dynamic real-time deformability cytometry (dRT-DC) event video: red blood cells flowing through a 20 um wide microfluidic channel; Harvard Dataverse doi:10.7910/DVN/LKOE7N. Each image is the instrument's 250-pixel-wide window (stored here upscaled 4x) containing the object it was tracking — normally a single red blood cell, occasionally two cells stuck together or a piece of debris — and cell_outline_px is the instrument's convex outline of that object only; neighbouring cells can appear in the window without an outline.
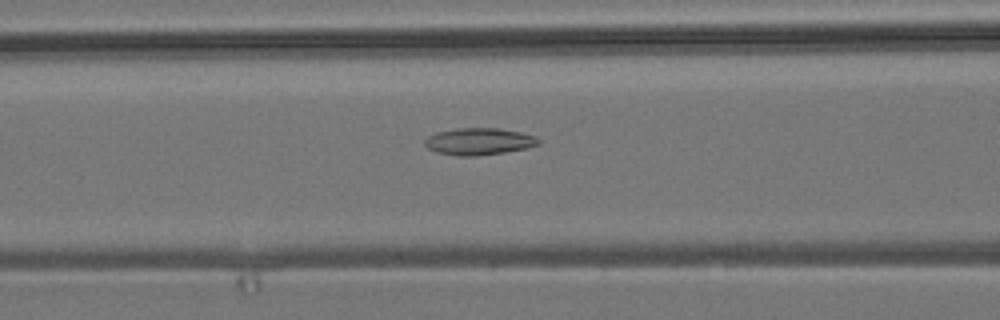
{"species": "common noctule bat (a hibernating species)", "species_latin": "Nyctalus noctula", "temperature_condition": "room temperature", "stored_images_in_passage": 46, "camera_frame_rate_fps": 3000, "um_per_image_px": 0.085, "animal": {"sex": "male", "body_mass_g": 19.2, "forearm_length_mm": 51.8}, "frame": {"image": 1, "passage_image": 14, "time_ms": 4.333, "image_size_px": [1000, 320], "cell_outline_px": [[540, 144], [528, 148], [504, 152], [476, 156], [456, 156], [436, 152], [428, 148], [424, 144], [424, 140], [428, 136], [436, 132], [456, 128], [500, 128], [520, 132], [536, 136], [540, 140]], "centroid_in_image_um": [40.71, 12.02], "position_along_channel_um": 125.9, "area_um2": 18.03}}
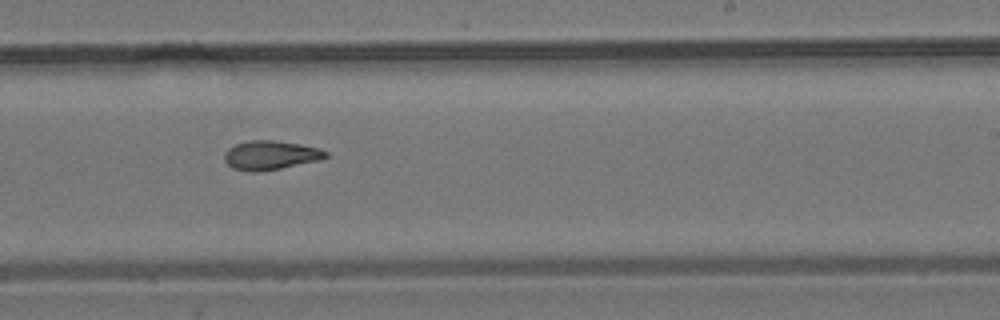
{"frame": {"image": 2, "passage_image": 25, "time_ms": 8.0, "image_size_px": [1000, 320], "cell_outline_px": [[328, 156], [320, 160], [280, 168], [256, 172], [248, 172], [232, 168], [224, 160], [224, 152], [228, 148], [236, 144], [248, 140], [272, 140], [300, 144], [320, 148], [328, 152]], "centroid_in_image_um": [22.98, 13.19], "position_along_channel_um": 266.0, "area_um2": 17.22}}
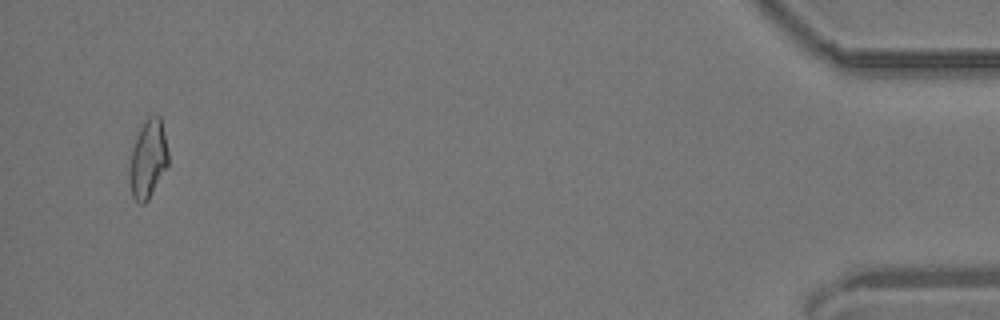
{"frame": {"image": 3, "passage_image": 44, "time_ms": 14.333, "image_size_px": [1000, 320], "cell_outline_px": [[168, 164], [148, 200], [144, 204], [140, 204], [132, 196], [128, 176], [128, 168], [132, 148], [136, 136], [140, 128], [148, 116], [160, 116], [168, 152]], "centroid_in_image_um": [12.55, 13.54], "position_along_channel_um": 422.7, "area_um2": 17.63}, "authors_computed_cell_mechanics": {"area_um2": 17.2533, "velocity_mm_per_s": 3.8285, "shape_relaxation_time_tau1_ms": null, "shape_relaxation_time_tau2_ms": 5.0335, "deformation_change_tau1": null, "deformation_change_tau2": 0.1338}}